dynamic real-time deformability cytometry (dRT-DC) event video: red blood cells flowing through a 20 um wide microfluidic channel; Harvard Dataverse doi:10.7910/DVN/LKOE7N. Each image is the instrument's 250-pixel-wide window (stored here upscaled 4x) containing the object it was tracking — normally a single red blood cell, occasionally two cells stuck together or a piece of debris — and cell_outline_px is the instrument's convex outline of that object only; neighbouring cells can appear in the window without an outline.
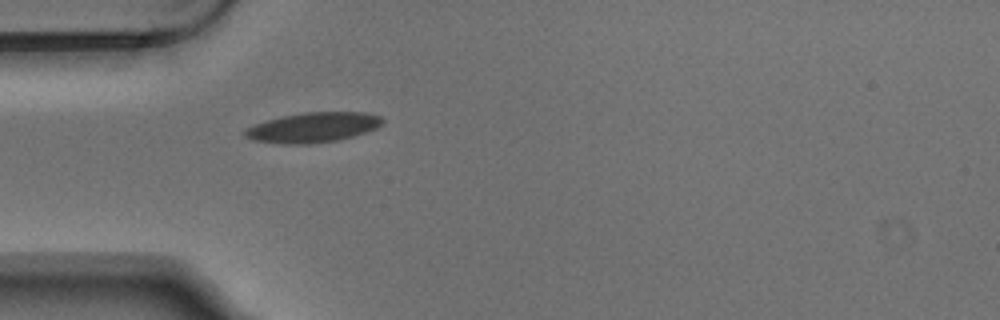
{"species": "Egyptian fruit bat (a non-hibernating species)", "species_latin": "Rousettus aegyptiacus", "temperature_condition": "warm", "stored_images_in_passage": 5, "camera_frame_rate_fps": 3000, "um_per_image_px": 0.085, "animal": {"sex": "male"}, "frame": {"image": 1, "passage_image": 5, "time_ms": 1.333, "image_size_px": [1000, 320], "cell_outline_px": [[384, 120], [376, 128], [352, 136], [336, 140], [308, 144], [284, 144], [252, 140], [244, 136], [244, 132], [248, 128], [256, 124], [268, 120], [284, 116], [304, 112], [368, 112], [380, 116]], "centroid_in_image_um": [26.62, 10.83], "position_along_channel_um": 58.4, "area_um2": 23.7}}